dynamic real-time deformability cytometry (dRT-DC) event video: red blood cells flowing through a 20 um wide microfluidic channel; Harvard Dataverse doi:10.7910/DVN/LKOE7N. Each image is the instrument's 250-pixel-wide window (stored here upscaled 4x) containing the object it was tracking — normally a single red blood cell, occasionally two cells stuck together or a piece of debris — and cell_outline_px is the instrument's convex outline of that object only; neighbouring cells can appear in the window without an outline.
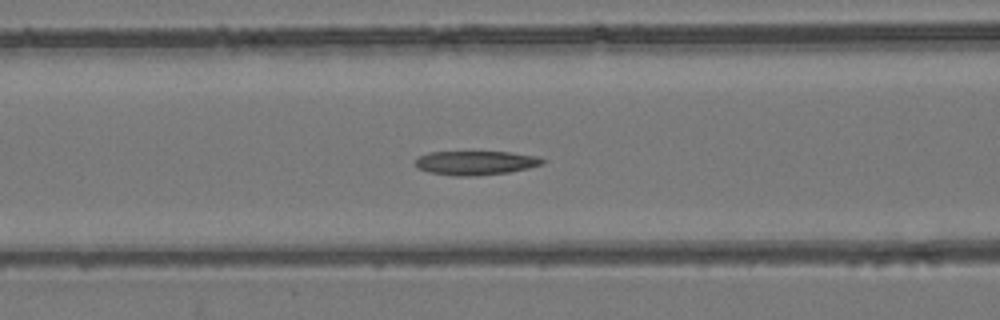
{"species": "common noctule bat (a hibernating species)", "species_latin": "Nyctalus noctula", "temperature_condition": "room temperature", "stored_images_in_passage": 36, "camera_frame_rate_fps": 3000, "um_per_image_px": 0.085, "animal": {"sex": "female", "body_mass_g": 24.6, "forearm_length_mm": 56.2}, "frame": {"image": 1, "passage_image": 5, "time_ms": 1.333, "image_size_px": [1000, 320], "cell_outline_px": [[544, 164], [528, 168], [508, 172], [472, 176], [456, 176], [428, 172], [416, 168], [416, 160], [420, 156], [428, 152], [508, 152], [536, 156], [544, 160]], "centroid_in_image_um": [40.4, 13.84], "position_along_channel_um": 126.2, "area_um2": 17.69}}
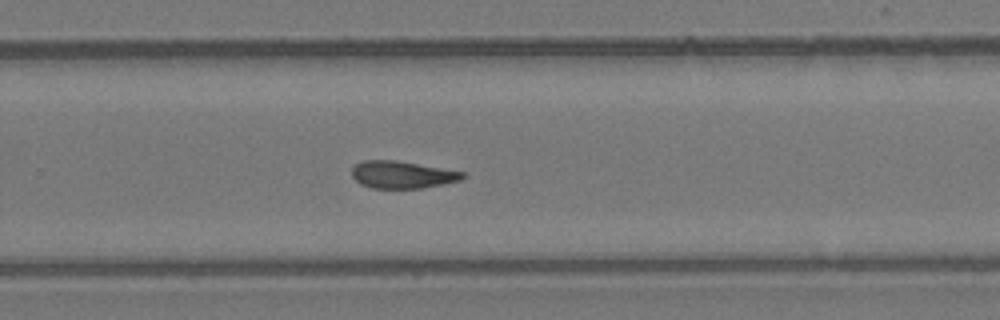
{"frame": {"image": 2, "passage_image": 18, "time_ms": 5.667, "image_size_px": [1000, 320], "cell_outline_px": [[464, 176], [460, 180], [444, 184], [420, 188], [372, 188], [360, 184], [352, 176], [352, 168], [360, 160], [396, 160], [464, 172]], "centroid_in_image_um": [34.14, 14.84], "position_along_channel_um": 295.7, "area_um2": 17.51}}
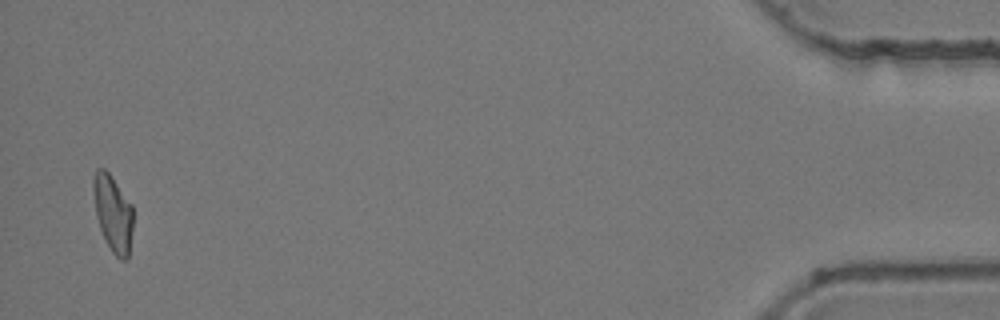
{"frame": {"image": 3, "passage_image": 35, "time_ms": 11.333, "image_size_px": [1000, 320], "cell_outline_px": [[132, 228], [128, 260], [120, 260], [112, 252], [100, 228], [96, 216], [92, 188], [92, 176], [96, 168], [104, 168], [112, 176], [132, 204]], "centroid_in_image_um": [9.58, 18.08], "position_along_channel_um": 425.6, "area_um2": 17.86}}